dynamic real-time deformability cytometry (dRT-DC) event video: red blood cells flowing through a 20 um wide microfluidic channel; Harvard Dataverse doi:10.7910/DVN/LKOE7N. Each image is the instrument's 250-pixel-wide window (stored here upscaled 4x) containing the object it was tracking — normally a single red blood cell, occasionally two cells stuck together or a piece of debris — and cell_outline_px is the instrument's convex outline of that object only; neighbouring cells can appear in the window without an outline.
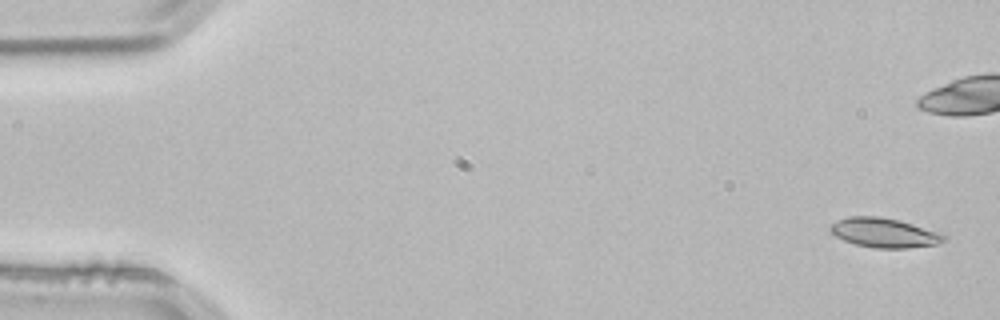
{"species": "common noctule bat (a hibernating species)", "species_latin": "Nyctalus noctula", "temperature_condition": "room temperature", "stored_images_in_passage": 53, "camera_frame_rate_fps": 3000, "um_per_image_px": 0.085, "animal": {"sex": "male", "body_mass_g": 21.5, "forearm_length_mm": 52.0}, "frame": {"image": 1, "passage_image": 1, "time_ms": 0.0, "image_size_px": [1000, 320], "cell_outline_px": [[944, 240], [936, 244], [908, 248], [872, 248], [856, 244], [844, 240], [836, 236], [828, 228], [832, 224], [848, 216], [880, 216], [900, 220], [940, 232], [944, 236]], "centroid_in_image_um": [75.15, 19.78], "position_along_channel_um": 9.8, "area_um2": 19.36}}
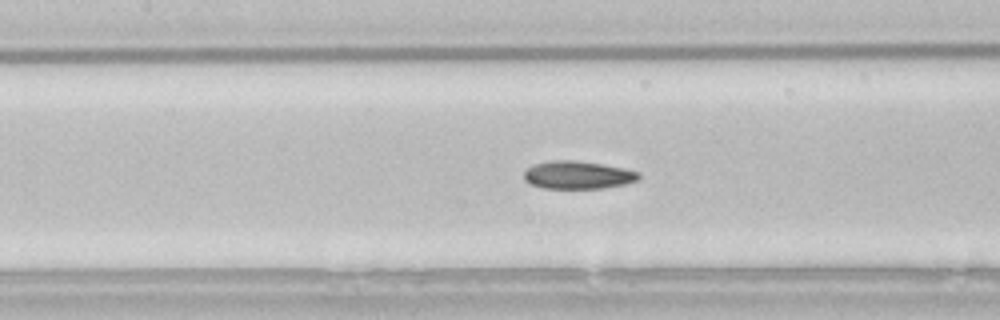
{"frame": {"image": 2, "passage_image": 23, "time_ms": 7.333, "image_size_px": [1000, 320], "cell_outline_px": [[640, 176], [636, 180], [624, 184], [604, 188], [544, 188], [532, 184], [524, 180], [524, 172], [532, 164], [552, 160], [576, 160], [624, 168], [640, 172]], "centroid_in_image_um": [49.1, 14.86], "position_along_channel_um": 158.3, "area_um2": 18.55}}
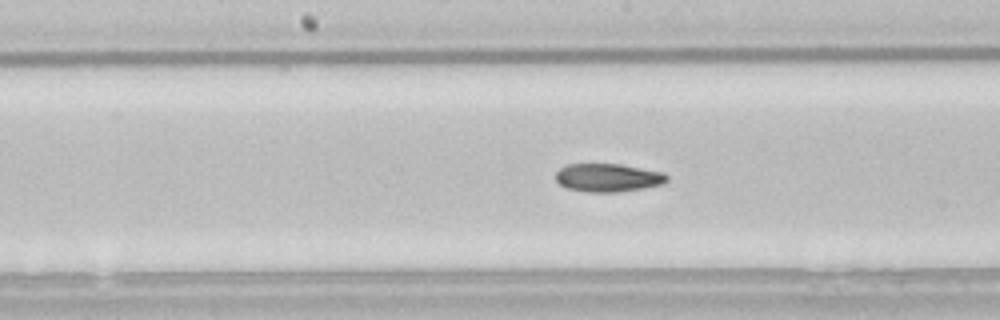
{"frame": {"image": 3, "passage_image": 26, "time_ms": 8.333, "image_size_px": [1000, 320], "cell_outline_px": [[668, 180], [664, 184], [644, 188], [616, 192], [588, 192], [564, 188], [556, 180], [556, 172], [560, 168], [568, 164], [620, 164], [664, 172], [668, 176]], "centroid_in_image_um": [51.69, 15.1], "position_along_channel_um": 196.5, "area_um2": 18.44}}